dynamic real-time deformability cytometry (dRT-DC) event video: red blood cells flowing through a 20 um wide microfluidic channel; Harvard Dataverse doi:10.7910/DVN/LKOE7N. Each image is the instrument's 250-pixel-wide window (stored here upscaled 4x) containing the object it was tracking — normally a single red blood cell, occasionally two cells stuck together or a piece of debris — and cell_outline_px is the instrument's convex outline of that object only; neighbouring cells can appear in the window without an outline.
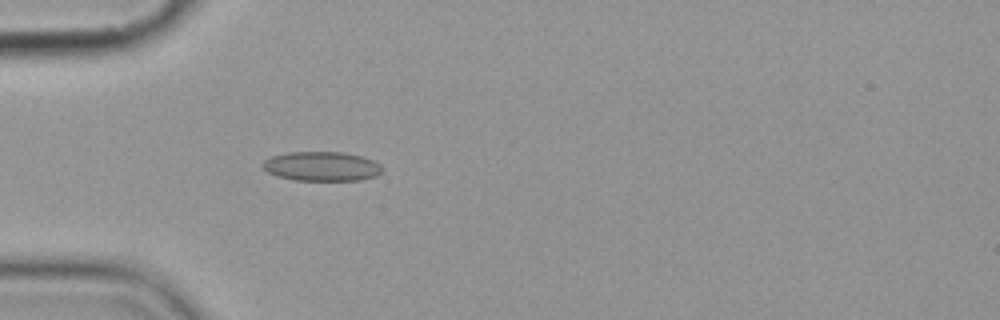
{"species": "common noctule bat (a hibernating species)", "species_latin": "Nyctalus noctula", "temperature_condition": "cold", "stored_images_in_passage": 1, "camera_frame_rate_fps": 3000, "um_per_image_px": 0.085, "animal": {"sex": "female", "body_mass_g": 19.9}, "frame": {"image": 1, "passage_image": 1, "time_ms": 0.0, "image_size_px": [1000, 320], "cell_outline_px": [[384, 168], [376, 176], [360, 180], [292, 180], [276, 176], [268, 172], [260, 164], [264, 160], [272, 156], [288, 152], [344, 152], [360, 156], [372, 160], [380, 164]], "centroid_in_image_um": [27.33, 14.14], "position_along_channel_um": 57.7, "area_um2": 20.52}}